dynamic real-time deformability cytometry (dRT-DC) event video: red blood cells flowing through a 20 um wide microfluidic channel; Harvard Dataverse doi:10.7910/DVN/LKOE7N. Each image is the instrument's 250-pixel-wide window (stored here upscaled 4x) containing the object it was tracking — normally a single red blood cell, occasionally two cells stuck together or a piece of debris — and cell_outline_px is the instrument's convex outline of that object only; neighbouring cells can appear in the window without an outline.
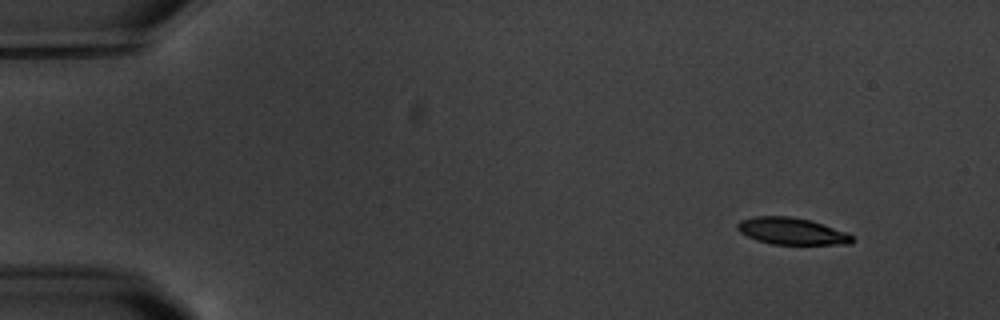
{"species": "common noctule bat (a hibernating species)", "species_latin": "Nyctalus noctula", "temperature_condition": "warm", "stored_images_in_passage": 3, "segment_of_instrument_passage": [2, 2], "camera_frame_rate_fps": 3000, "um_per_image_px": 0.085, "animal": {"sex": "male", "body_mass_g": 20.1, "forearm_length_mm": 53.5}, "frame": {"image": 1, "passage_image": 3, "time_ms": 3.0, "image_size_px": [1000, 320], "cell_outline_px": [[856, 240], [848, 244], [772, 244], [756, 240], [740, 232], [736, 228], [736, 224], [740, 220], [756, 216], [792, 216], [812, 220], [848, 232]], "centroid_in_image_um": [67.32, 19.64], "position_along_channel_um": 17.7, "area_um2": 18.15}}